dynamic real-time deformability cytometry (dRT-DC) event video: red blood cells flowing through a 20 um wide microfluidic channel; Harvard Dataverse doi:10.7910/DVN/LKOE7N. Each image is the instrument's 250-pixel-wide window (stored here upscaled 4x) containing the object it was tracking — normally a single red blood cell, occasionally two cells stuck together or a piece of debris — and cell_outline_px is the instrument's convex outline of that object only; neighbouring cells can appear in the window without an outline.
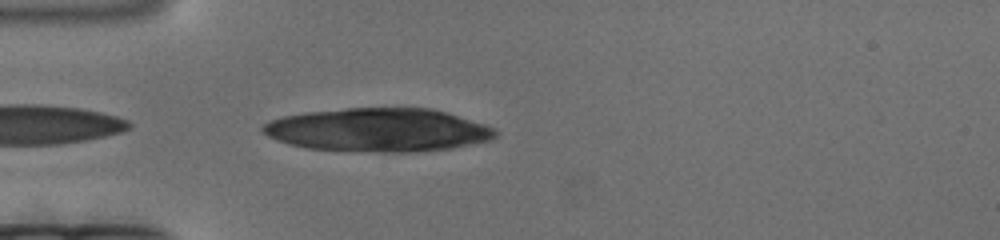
{"species": "human", "species_latin": "Homo sapiens", "temperature_condition": "cold", "stored_images_in_passage": 131, "camera_frame_rate_fps": 3000, "um_per_image_px": 0.085, "donor": {"sex": "female"}, "frame": {"image": 1, "passage_image": 5, "time_ms": 1.333, "image_size_px": [1000, 240], "cell_outline_px": [[496, 136], [492, 140], [452, 148], [416, 152], [376, 152], [308, 148], [288, 144], [276, 140], [268, 136], [260, 128], [264, 124], [272, 120], [284, 116], [304, 112], [348, 108], [428, 108], [444, 112], [484, 124], [492, 128], [496, 132]], "centroid_in_image_um": [32.13, 11.05], "position_along_channel_um": 52.9, "area_um2": 58.61}}